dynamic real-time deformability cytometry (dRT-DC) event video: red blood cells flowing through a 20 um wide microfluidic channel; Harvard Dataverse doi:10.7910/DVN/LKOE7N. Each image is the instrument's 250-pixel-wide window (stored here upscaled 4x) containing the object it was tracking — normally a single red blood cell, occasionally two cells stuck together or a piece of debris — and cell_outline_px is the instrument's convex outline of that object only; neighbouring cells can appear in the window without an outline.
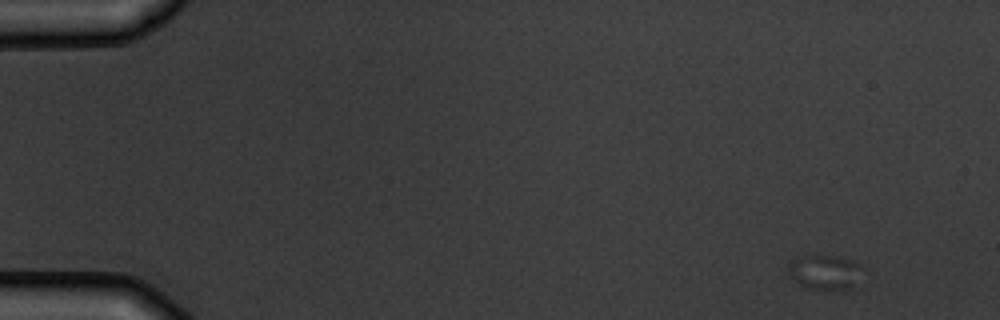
{"species": "common noctule bat (a hibernating species)", "species_latin": "Nyctalus noctula", "temperature_condition": "warm", "stored_images_in_passage": 6, "camera_frame_rate_fps": 3000, "um_per_image_px": 0.085, "animal": {"sex": "male", "body_mass_g": 19.5, "forearm_length_mm": 54.6}, "frame": {"image": 1, "passage_image": 1, "time_ms": 0.0, "image_size_px": [1000, 320], "cell_outline_px": [[856, 264], [852, 288], [840, 292], [828, 292], [808, 288], [800, 284], [788, 276], [788, 260], [796, 256], [816, 252], [836, 256], [852, 260]], "centroid_in_image_um": [69.91, 23.11], "position_along_channel_um": 15.1, "area_um2": 15.43}}
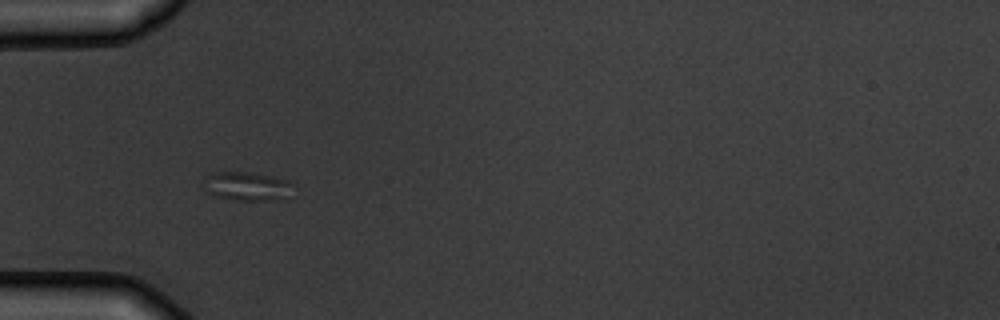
{"frame": {"image": 2, "passage_image": 5, "time_ms": 4.667, "image_size_px": [1000, 320], "cell_outline_px": [[296, 184], [284, 196], [264, 200], [236, 200], [216, 196], [208, 192], [204, 188], [204, 176], [216, 172], [244, 172], [272, 176], [288, 180]], "centroid_in_image_um": [20.94, 15.8], "position_along_channel_um": 64.1, "area_um2": 14.68}}